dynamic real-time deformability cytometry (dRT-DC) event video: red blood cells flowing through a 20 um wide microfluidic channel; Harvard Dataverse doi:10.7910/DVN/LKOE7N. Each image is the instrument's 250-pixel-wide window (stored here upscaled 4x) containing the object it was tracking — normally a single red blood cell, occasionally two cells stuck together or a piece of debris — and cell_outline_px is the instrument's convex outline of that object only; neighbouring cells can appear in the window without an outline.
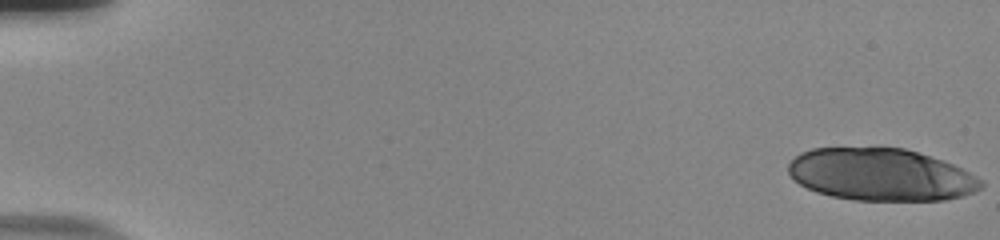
{"species": "human", "species_latin": "Homo sapiens", "temperature_condition": "room temperature", "stored_images_in_passage": 30, "camera_frame_rate_fps": 3000, "um_per_image_px": 0.085, "donor": {"sex": "male"}, "frame": {"image": 1, "passage_image": 1, "time_ms": 0.0, "image_size_px": [1000, 240], "cell_outline_px": [[984, 184], [980, 188], [964, 196], [944, 200], [852, 200], [832, 196], [816, 192], [800, 184], [788, 172], [788, 164], [800, 152], [812, 148], [904, 148], [944, 160], [984, 180]], "centroid_in_image_um": [74.88, 14.84], "position_along_channel_um": 10.1, "area_um2": 58.61}}
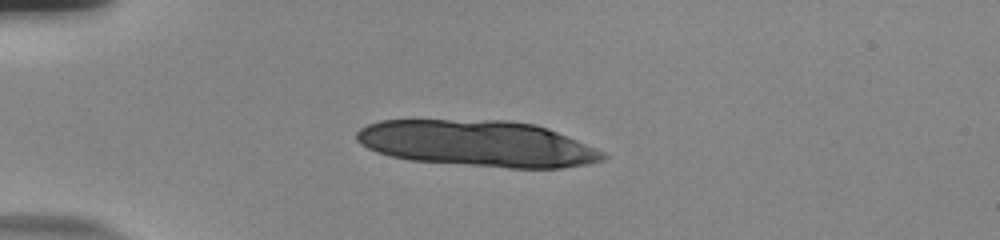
{"frame": {"image": 2, "passage_image": 15, "time_ms": 4.667, "image_size_px": [1000, 240], "cell_outline_px": [[608, 156], [604, 160], [588, 164], [560, 168], [508, 168], [412, 160], [392, 156], [376, 152], [360, 144], [356, 140], [356, 132], [360, 128], [368, 124], [380, 120], [508, 120], [536, 124], [548, 128], [604, 152]], "centroid_in_image_um": [40.59, 12.19], "position_along_channel_um": 44.4, "area_um2": 66.3}}
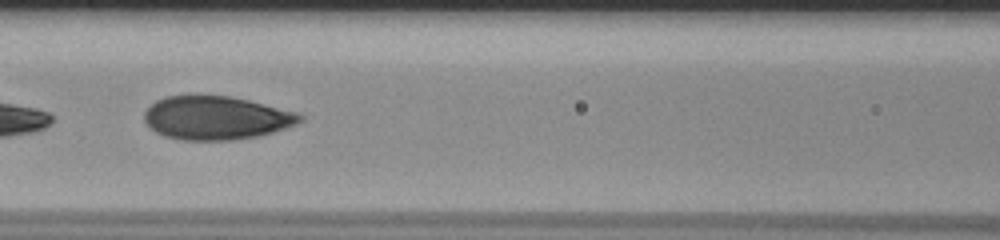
{"frame": {"image": 3, "passage_image": 27, "time_ms": 8.667, "image_size_px": [1000, 240], "cell_outline_px": [[304, 120], [296, 124], [272, 132], [256, 136], [232, 140], [184, 140], [164, 136], [148, 128], [144, 120], [144, 112], [156, 100], [168, 96], [196, 92], [228, 96], [248, 100], [300, 112], [304, 116]], "centroid_in_image_um": [18.35, 9.98], "position_along_channel_um": 148.3, "area_um2": 40.29}}